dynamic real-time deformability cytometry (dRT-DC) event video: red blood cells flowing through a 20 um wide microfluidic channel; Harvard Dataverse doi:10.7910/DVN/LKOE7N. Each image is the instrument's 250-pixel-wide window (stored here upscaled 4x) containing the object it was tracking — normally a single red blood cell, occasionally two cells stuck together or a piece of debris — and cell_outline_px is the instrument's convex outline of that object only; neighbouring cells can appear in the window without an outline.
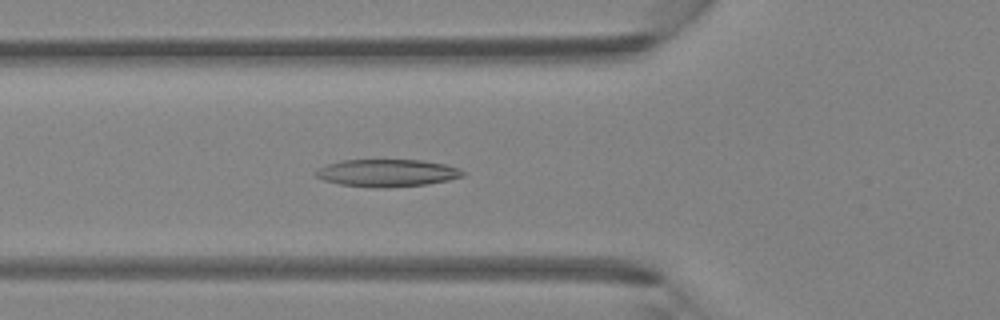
{"species": "Egyptian fruit bat (a non-hibernating species)", "species_latin": "Rousettus aegyptiacus", "temperature_condition": "room temperature", "stored_images_in_passage": 39, "camera_frame_rate_fps": 3000, "um_per_image_px": 0.085, "animal": {"sex": "female"}, "frame": {"image": 1, "passage_image": 16, "time_ms": 5.0, "image_size_px": [1000, 320], "cell_outline_px": [[464, 176], [448, 180], [428, 184], [384, 188], [376, 188], [340, 184], [324, 180], [316, 176], [316, 172], [320, 168], [328, 164], [344, 160], [424, 160], [448, 164], [460, 168], [464, 172]], "centroid_in_image_um": [32.98, 14.7], "position_along_channel_um": 92.8, "area_um2": 23.47}}
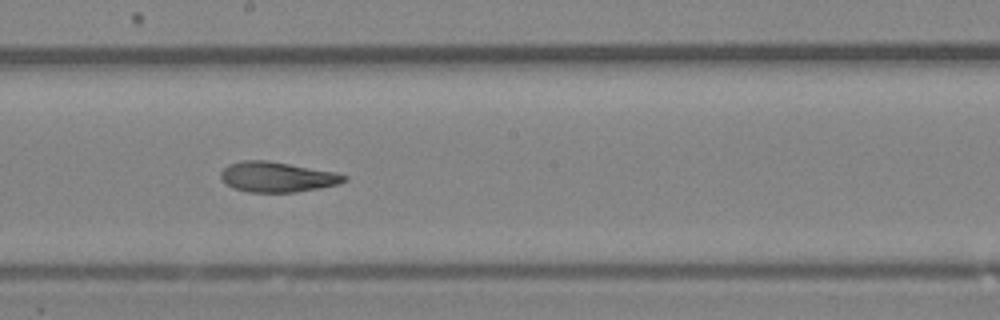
{"frame": {"image": 2, "passage_image": 25, "time_ms": 8.0, "image_size_px": [1000, 320], "cell_outline_px": [[348, 180], [340, 184], [320, 188], [296, 192], [248, 192], [232, 188], [220, 176], [220, 172], [228, 164], [240, 160], [268, 160], [336, 172], [348, 176]], "centroid_in_image_um": [23.58, 15.03], "position_along_channel_um": 224.6, "area_um2": 21.91}}
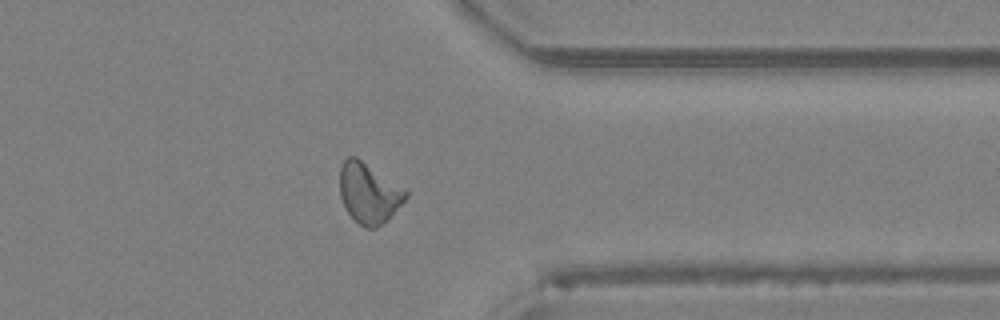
{"frame": {"image": 3, "passage_image": 36, "time_ms": 11.667, "image_size_px": [1000, 320], "cell_outline_px": [[408, 196], [384, 224], [376, 228], [364, 228], [344, 208], [340, 196], [340, 168], [344, 160], [348, 156], [356, 156], [404, 188], [408, 192]], "centroid_in_image_um": [31.34, 16.42], "position_along_channel_um": 380.1, "area_um2": 23.12}}